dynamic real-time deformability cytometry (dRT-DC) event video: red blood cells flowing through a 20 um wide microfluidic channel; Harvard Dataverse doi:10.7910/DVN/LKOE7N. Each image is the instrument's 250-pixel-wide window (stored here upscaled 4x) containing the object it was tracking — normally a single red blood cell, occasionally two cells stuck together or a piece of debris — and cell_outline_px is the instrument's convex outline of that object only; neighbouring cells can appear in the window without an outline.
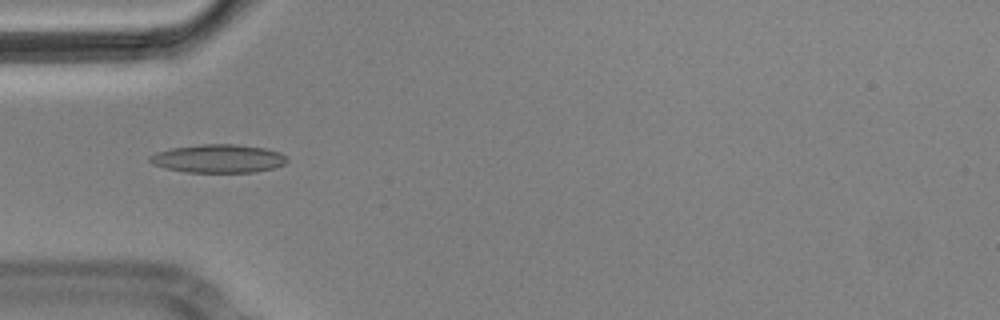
{"species": "Egyptian fruit bat (a non-hibernating species)", "species_latin": "Rousettus aegyptiacus", "temperature_condition": "cold", "stored_images_in_passage": 4, "camera_frame_rate_fps": 3000, "um_per_image_px": 0.085, "animal": {"sex": "male"}, "frame": {"image": 1, "passage_image": 4, "time_ms": 1.0, "image_size_px": [1000, 320], "cell_outline_px": [[288, 160], [284, 164], [272, 168], [256, 172], [184, 172], [164, 168], [152, 164], [148, 160], [148, 156], [156, 152], [172, 148], [200, 144], [236, 144], [264, 148], [280, 152], [288, 156]], "centroid_in_image_um": [18.54, 13.48], "position_along_channel_um": 66.5, "area_um2": 22.83}}